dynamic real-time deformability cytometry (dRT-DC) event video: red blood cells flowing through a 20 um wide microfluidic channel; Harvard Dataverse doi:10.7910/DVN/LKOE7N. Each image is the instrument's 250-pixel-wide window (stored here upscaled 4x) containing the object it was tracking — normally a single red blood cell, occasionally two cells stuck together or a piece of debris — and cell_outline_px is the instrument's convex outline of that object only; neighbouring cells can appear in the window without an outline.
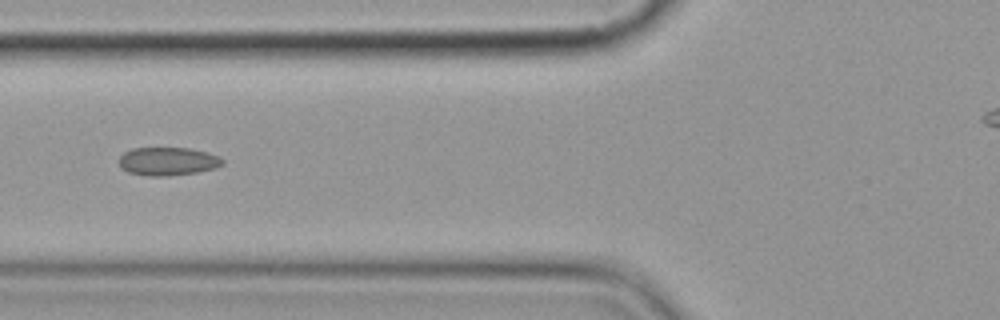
{"species": "common noctule bat (a hibernating species)", "species_latin": "Nyctalus noctula", "temperature_condition": "cold", "stored_images_in_passage": 6, "camera_frame_rate_fps": 3000, "um_per_image_px": 0.085, "animal": {"sex": "female", "body_mass_g": 19.9}, "frame": {"image": 1, "passage_image": 5, "time_ms": 4.667, "image_size_px": [1000, 320], "cell_outline_px": [[224, 164], [216, 168], [196, 172], [168, 176], [152, 176], [128, 172], [120, 164], [120, 156], [124, 152], [132, 148], [192, 148], [208, 152], [224, 160]], "centroid_in_image_um": [14.3, 13.7], "position_along_channel_um": 111.5, "area_um2": 16.94}}
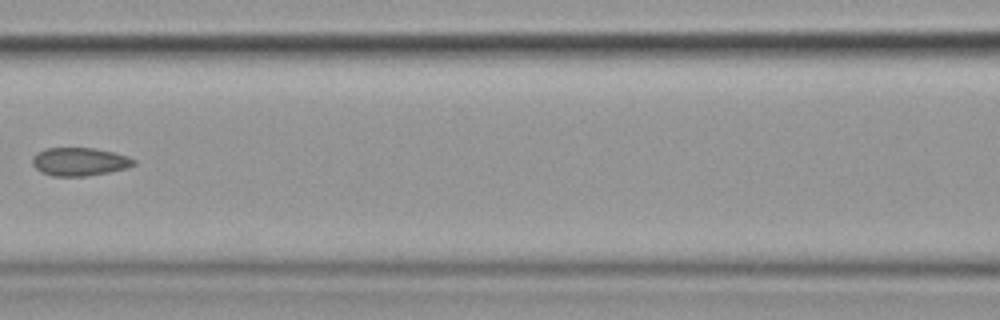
{"frame": {"image": 2, "passage_image": 6, "time_ms": 6.0, "image_size_px": [1000, 320], "cell_outline_px": [[136, 164], [124, 168], [108, 172], [88, 176], [52, 176], [40, 172], [32, 164], [32, 156], [36, 152], [44, 148], [92, 148], [112, 152], [128, 156], [136, 160]], "centroid_in_image_um": [6.71, 13.74], "position_along_channel_um": 159.9, "area_um2": 16.7}}